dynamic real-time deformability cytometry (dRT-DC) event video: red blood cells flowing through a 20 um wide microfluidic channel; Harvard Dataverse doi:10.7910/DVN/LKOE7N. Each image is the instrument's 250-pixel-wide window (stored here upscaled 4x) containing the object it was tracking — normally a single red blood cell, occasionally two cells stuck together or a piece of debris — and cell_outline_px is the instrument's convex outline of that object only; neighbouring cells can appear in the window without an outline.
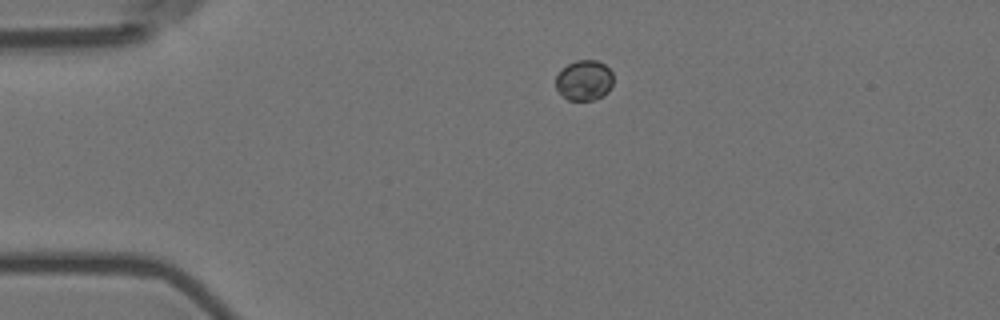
{"species": "Egyptian fruit bat (a non-hibernating species)", "species_latin": "Rousettus aegyptiacus", "temperature_condition": "room temperature", "stored_images_in_passage": 46, "camera_frame_rate_fps": 3000, "um_per_image_px": 0.085, "animal": {"sex": "female"}, "frame": {"image": 1, "passage_image": 1, "time_ms": 0.0, "image_size_px": [1000, 320], "cell_outline_px": [[612, 84], [608, 92], [592, 100], [568, 100], [556, 88], [556, 76], [568, 64], [576, 60], [596, 60], [604, 64], [612, 72]], "centroid_in_image_um": [49.66, 6.82], "position_along_channel_um": 35.3, "area_um2": 13.29}}
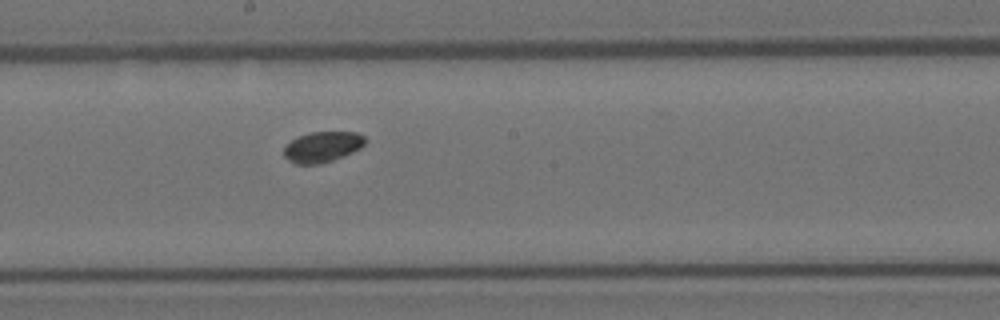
{"frame": {"image": 2, "passage_image": 20, "time_ms": 6.333, "image_size_px": [1000, 320], "cell_outline_px": [[368, 140], [360, 148], [332, 160], [320, 164], [296, 164], [288, 160], [284, 156], [284, 148], [296, 136], [308, 132], [356, 132], [364, 136]], "centroid_in_image_um": [27.39, 12.47], "position_along_channel_um": 220.8, "area_um2": 14.45}}
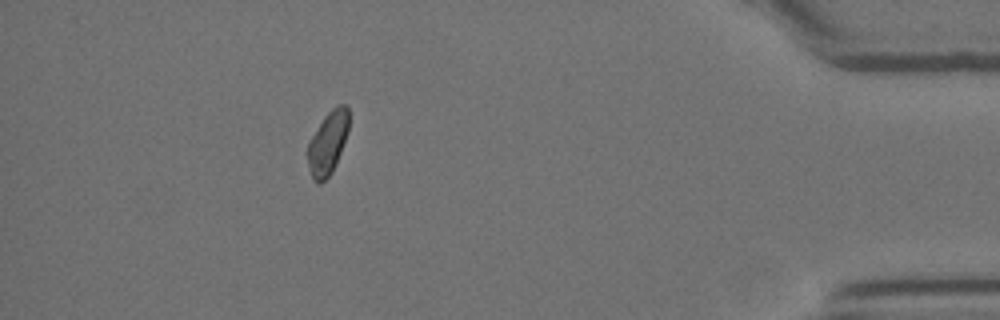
{"frame": {"image": 3, "passage_image": 40, "time_ms": 13.0, "image_size_px": [1000, 320], "cell_outline_px": [[348, 132], [336, 164], [332, 172], [320, 184], [316, 184], [312, 180], [308, 164], [308, 140], [324, 116], [332, 108], [340, 104], [344, 104], [348, 108]], "centroid_in_image_um": [27.84, 12.16], "position_along_channel_um": 407.4, "area_um2": 15.2}, "authors_computed_cell_mechanics": {"area_um2": 14.9413, "velocity_mm_per_s": 3.5582, "shape_relaxation_time_tau1_ms": 2.6174, "shape_relaxation_time_tau2_ms": null, "deformation_change_tau1": null, "deformation_change_tau2": null}}